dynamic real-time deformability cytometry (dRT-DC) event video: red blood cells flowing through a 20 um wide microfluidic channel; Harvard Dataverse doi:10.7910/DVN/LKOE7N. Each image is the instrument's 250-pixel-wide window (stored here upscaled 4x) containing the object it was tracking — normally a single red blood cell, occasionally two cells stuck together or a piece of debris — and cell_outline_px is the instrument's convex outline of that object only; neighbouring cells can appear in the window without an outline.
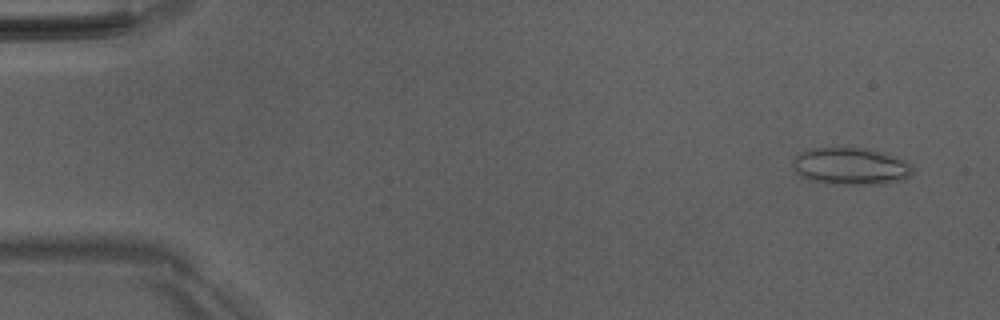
{"species": "Egyptian fruit bat (a non-hibernating species)", "species_latin": "Rousettus aegyptiacus", "temperature_condition": "room temperature", "stored_images_in_passage": 51, "camera_frame_rate_fps": 3000, "um_per_image_px": 0.085, "animal": {"sex": "male"}, "frame": {"image": 1, "passage_image": 3, "time_ms": 0.667, "image_size_px": [1000, 320], "cell_outline_px": [[912, 172], [908, 176], [900, 180], [884, 184], [824, 184], [808, 180], [800, 176], [792, 168], [792, 160], [800, 152], [812, 148], [864, 148], [880, 152], [904, 160], [912, 168]], "centroid_in_image_um": [72.22, 14.15], "position_along_channel_um": 12.8, "area_um2": 25.89}}
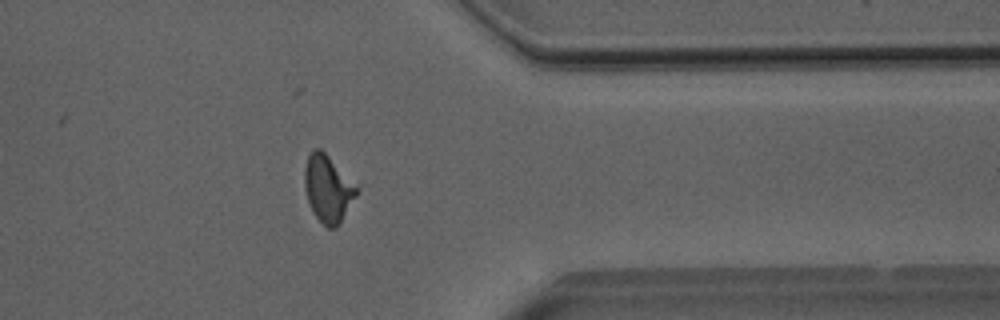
{"frame": {"image": 2, "passage_image": 41, "time_ms": 13.333, "image_size_px": [1000, 320], "cell_outline_px": [[356, 196], [340, 224], [336, 228], [328, 228], [312, 212], [308, 200], [304, 184], [304, 168], [308, 156], [316, 148], [320, 148], [328, 156], [356, 188]], "centroid_in_image_um": [27.83, 16.07], "position_along_channel_um": 383.6, "area_um2": 19.59}}
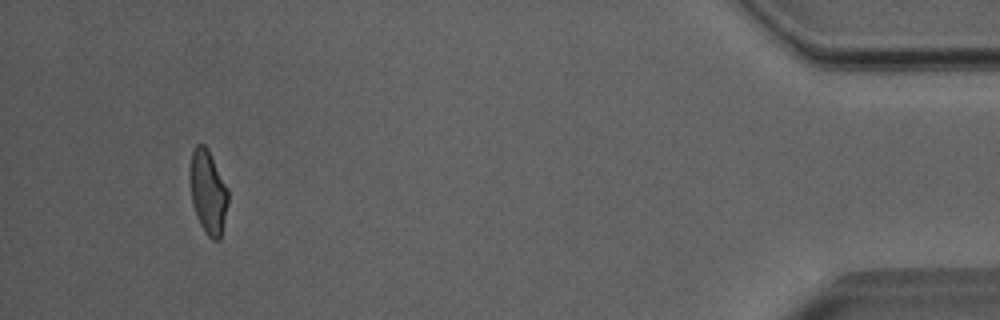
{"frame": {"image": 3, "passage_image": 48, "time_ms": 15.667, "image_size_px": [1000, 320], "cell_outline_px": [[228, 204], [220, 240], [212, 240], [204, 232], [196, 216], [192, 204], [188, 176], [188, 172], [192, 152], [196, 144], [204, 144], [208, 148], [228, 188]], "centroid_in_image_um": [17.66, 16.31], "position_along_channel_um": 417.5, "area_um2": 19.07}}